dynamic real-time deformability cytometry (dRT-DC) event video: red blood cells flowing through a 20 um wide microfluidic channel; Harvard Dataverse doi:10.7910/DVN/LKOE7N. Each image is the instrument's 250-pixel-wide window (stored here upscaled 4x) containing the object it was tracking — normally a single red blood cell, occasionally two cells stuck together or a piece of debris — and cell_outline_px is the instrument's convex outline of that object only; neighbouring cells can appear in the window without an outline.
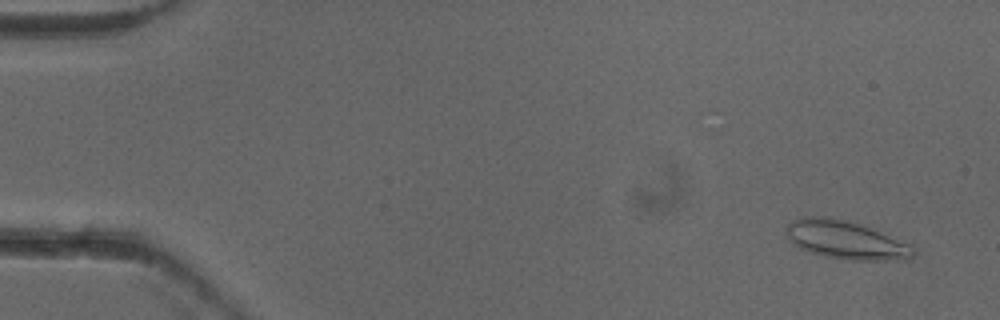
{"species": "common noctule bat (a hibernating species)", "species_latin": "Nyctalus noctula", "temperature_condition": "cold", "stored_images_in_passage": 53, "camera_frame_rate_fps": 3000, "um_per_image_px": 0.085, "animal": {"sex": "female"}, "frame": {"image": 1, "passage_image": 4, "time_ms": 1.0, "image_size_px": [1000, 320], "cell_outline_px": [[916, 252], [912, 260], [852, 260], [824, 256], [800, 248], [792, 244], [784, 228], [792, 220], [800, 216], [828, 216], [856, 220], [912, 244]], "centroid_in_image_um": [71.95, 20.36], "position_along_channel_um": 13.0, "area_um2": 29.48}}
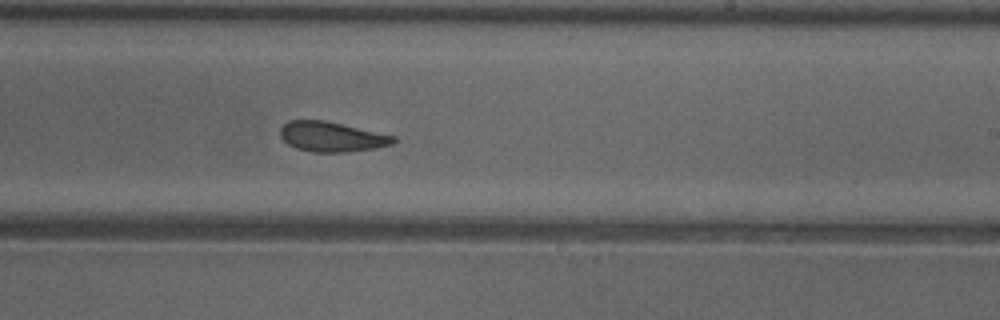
{"frame": {"image": 2, "passage_image": 33, "time_ms": 10.667, "image_size_px": [1000, 320], "cell_outline_px": [[396, 140], [392, 144], [372, 148], [348, 152], [312, 152], [296, 148], [288, 144], [280, 136], [280, 128], [288, 120], [324, 120], [396, 136]], "centroid_in_image_um": [28.16, 11.62], "position_along_channel_um": 260.8, "area_um2": 19.65}}
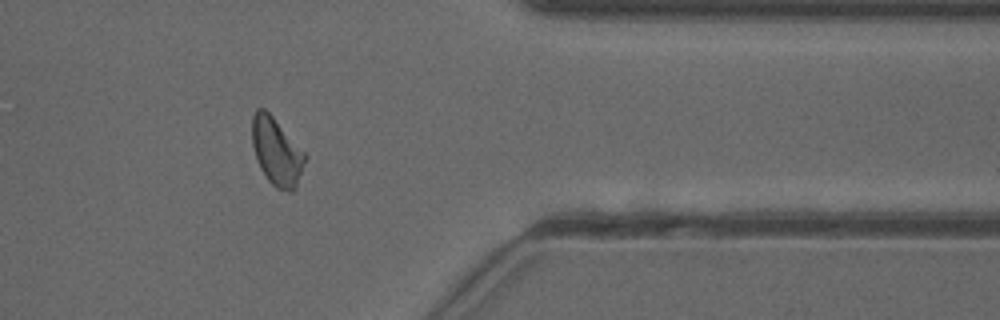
{"frame": {"image": 3, "passage_image": 44, "time_ms": 14.333, "image_size_px": [1000, 320], "cell_outline_px": [[308, 156], [296, 184], [292, 192], [288, 192], [276, 188], [268, 180], [260, 168], [256, 160], [252, 144], [252, 116], [256, 108], [264, 108], [272, 116]], "centroid_in_image_um": [23.49, 12.89], "position_along_channel_um": 387.9, "area_um2": 20.69}, "authors_computed_cell_mechanics": {"area_um2": 20.5768, "velocity_mm_per_s": 3.9122, "shape_relaxation_time_tau1_ms": null, "shape_relaxation_time_tau2_ms": 2.6119, "deformation_change_tau1": null, "deformation_change_tau2": 0.0866}}